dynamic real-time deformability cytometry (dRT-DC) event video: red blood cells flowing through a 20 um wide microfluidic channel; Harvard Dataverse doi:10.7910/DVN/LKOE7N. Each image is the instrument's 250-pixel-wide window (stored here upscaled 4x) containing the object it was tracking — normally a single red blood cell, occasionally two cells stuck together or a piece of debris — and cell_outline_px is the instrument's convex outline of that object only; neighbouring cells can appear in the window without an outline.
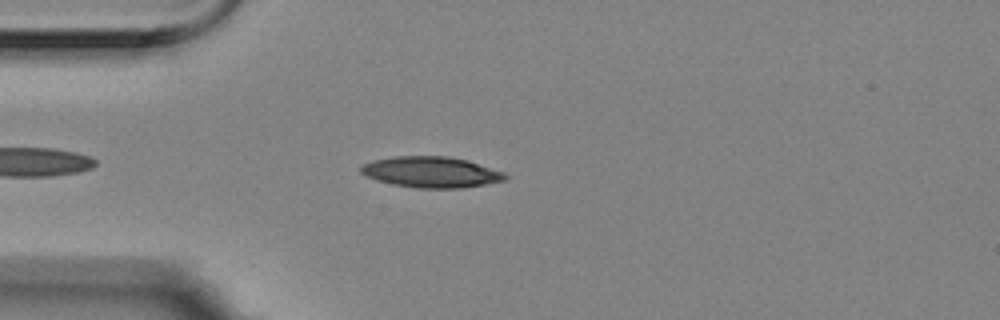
{"species": "Egyptian fruit bat (a non-hibernating species)", "species_latin": "Rousettus aegyptiacus", "temperature_condition": "room temperature", "stored_images_in_passage": 1, "camera_frame_rate_fps": 3000, "um_per_image_px": 0.085, "animal": {"sex": "female"}, "frame": {"image": 1, "passage_image": 1, "time_ms": 0.0, "image_size_px": [1000, 320], "cell_outline_px": [[508, 176], [504, 180], [484, 184], [460, 188], [416, 188], [392, 184], [376, 180], [360, 172], [360, 168], [364, 164], [372, 160], [396, 156], [448, 156], [468, 160], [504, 172]], "centroid_in_image_um": [36.64, 14.62], "position_along_channel_um": 48.4, "area_um2": 25.89}}